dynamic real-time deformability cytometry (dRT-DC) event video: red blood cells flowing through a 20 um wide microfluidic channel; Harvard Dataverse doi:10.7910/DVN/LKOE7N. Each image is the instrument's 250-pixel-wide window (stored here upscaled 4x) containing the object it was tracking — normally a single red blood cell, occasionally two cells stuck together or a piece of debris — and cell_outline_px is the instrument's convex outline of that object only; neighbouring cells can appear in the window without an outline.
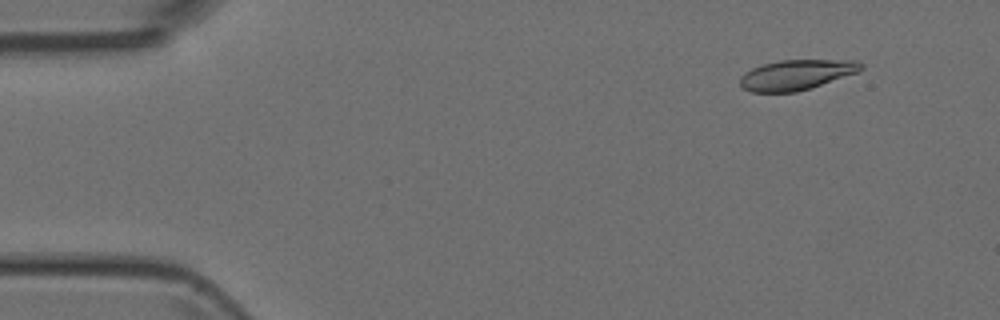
{"species": "Egyptian fruit bat (a non-hibernating species)", "species_latin": "Rousettus aegyptiacus", "temperature_condition": "room temperature", "stored_images_in_passage": 46, "camera_frame_rate_fps": 3000, "um_per_image_px": 0.085, "animal": {"sex": "female"}, "frame": {"image": 1, "passage_image": 2, "time_ms": 0.333, "image_size_px": [1000, 320], "cell_outline_px": [[864, 68], [856, 72], [796, 92], [752, 92], [740, 88], [740, 76], [744, 72], [752, 68], [764, 64], [780, 60], [856, 60], [864, 64]], "centroid_in_image_um": [67.64, 6.35], "position_along_channel_um": 17.4, "area_um2": 21.04}}
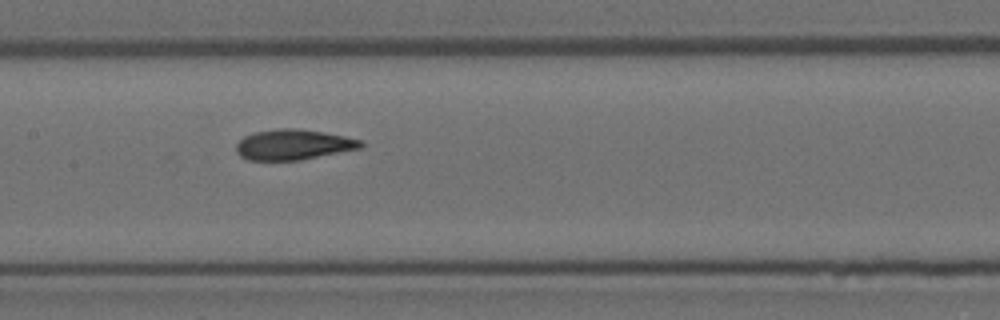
{"frame": {"image": 2, "passage_image": 21, "time_ms": 6.667, "image_size_px": [1000, 320], "cell_outline_px": [[364, 144], [360, 148], [300, 160], [248, 160], [240, 156], [236, 152], [236, 144], [244, 136], [256, 132], [276, 128], [296, 128], [344, 136], [364, 140]], "centroid_in_image_um": [24.92, 12.29], "position_along_channel_um": 182.5, "area_um2": 21.96}}
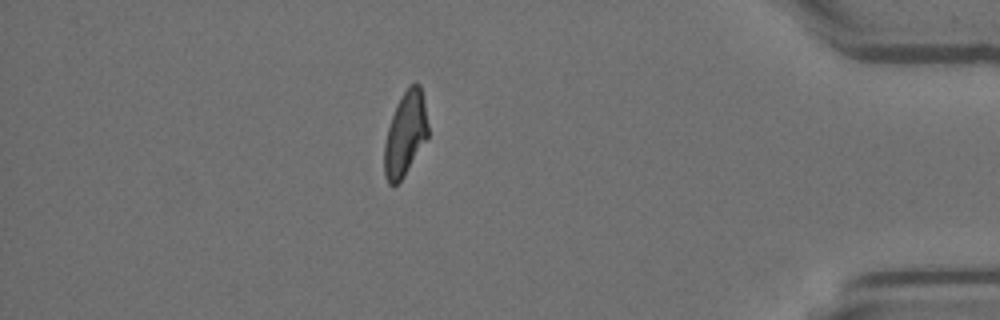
{"frame": {"image": 3, "passage_image": 40, "time_ms": 13.0, "image_size_px": [1000, 320], "cell_outline_px": [[428, 136], [404, 176], [392, 188], [388, 184], [384, 176], [384, 144], [388, 128], [396, 104], [408, 84], [420, 84], [428, 124]], "centroid_in_image_um": [34.43, 11.4], "position_along_channel_um": 400.8, "area_um2": 21.33}}